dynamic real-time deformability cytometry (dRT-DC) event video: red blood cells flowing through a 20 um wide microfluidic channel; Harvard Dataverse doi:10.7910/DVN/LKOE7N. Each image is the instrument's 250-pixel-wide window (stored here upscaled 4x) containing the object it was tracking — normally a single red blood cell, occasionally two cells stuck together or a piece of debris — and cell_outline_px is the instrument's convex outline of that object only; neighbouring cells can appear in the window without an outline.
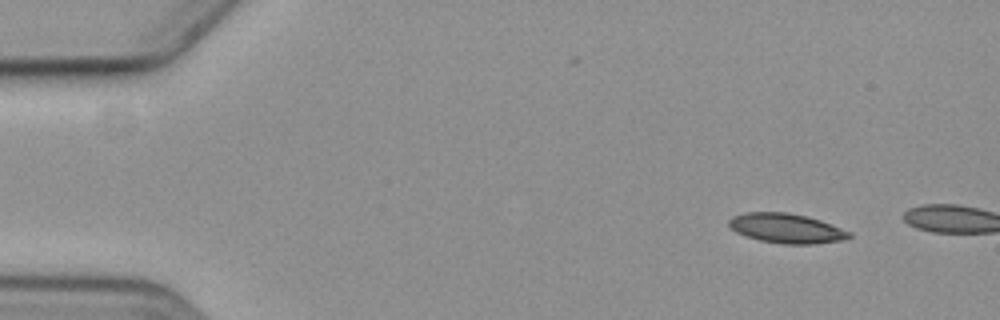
{"species": "common noctule bat (a hibernating species)", "species_latin": "Nyctalus noctula", "temperature_condition": "cold", "stored_images_in_passage": 2, "camera_frame_rate_fps": 3000, "um_per_image_px": 0.085, "animal": {"sex": "female", "body_mass_g": 19.3, "forearm_length_mm": 54.1}, "frame": {"image": 1, "passage_image": 1, "time_ms": 0.0, "image_size_px": [1000, 320], "cell_outline_px": [[852, 236], [840, 240], [816, 244], [784, 244], [760, 240], [736, 232], [728, 228], [728, 220], [732, 216], [744, 212], [788, 212], [808, 216], [820, 220], [852, 232]], "centroid_in_image_um": [66.82, 19.39], "position_along_channel_um": 18.2, "area_um2": 20.87}}